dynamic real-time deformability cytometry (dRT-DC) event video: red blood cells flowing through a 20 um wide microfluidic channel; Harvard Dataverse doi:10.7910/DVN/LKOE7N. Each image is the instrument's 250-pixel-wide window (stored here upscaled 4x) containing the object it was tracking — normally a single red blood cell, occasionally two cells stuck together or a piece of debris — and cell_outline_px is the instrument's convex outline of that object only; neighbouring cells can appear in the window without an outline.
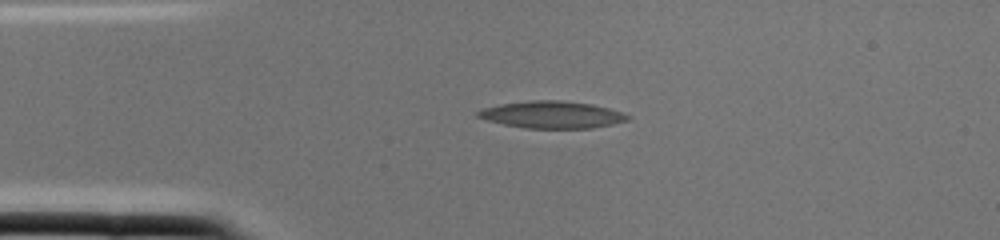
{"species": "common noctule bat (a hibernating species)", "species_latin": "Nyctalus noctula", "temperature_condition": "cold", "stored_images_in_passage": 1, "camera_frame_rate_fps": 3000, "um_per_image_px": 0.085, "animal": {"sex": "female", "body_mass_g": 22.0, "forearm_length_mm": 56.7}, "frame": {"image": 1, "passage_image": 1, "time_ms": 0.0, "image_size_px": [1000, 240], "cell_outline_px": [[632, 116], [628, 120], [612, 124], [592, 128], [524, 128], [504, 124], [488, 120], [476, 116], [476, 112], [484, 108], [500, 104], [528, 100], [560, 100], [592, 104], [624, 112]], "centroid_in_image_um": [46.95, 9.74], "position_along_channel_um": 38.1, "area_um2": 23.64}}